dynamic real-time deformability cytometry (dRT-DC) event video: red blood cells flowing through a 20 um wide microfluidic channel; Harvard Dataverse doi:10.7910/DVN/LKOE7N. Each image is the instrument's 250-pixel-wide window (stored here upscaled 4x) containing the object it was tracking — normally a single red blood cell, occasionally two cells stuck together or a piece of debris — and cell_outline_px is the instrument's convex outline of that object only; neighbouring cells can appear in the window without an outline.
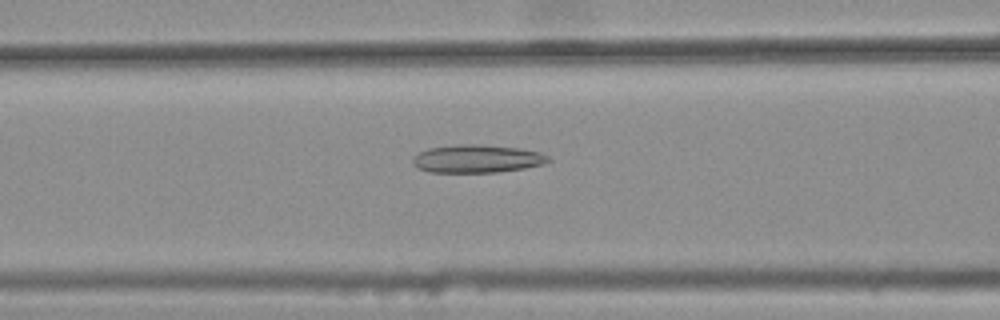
{"species": "common noctule bat (a hibernating species)", "species_latin": "Nyctalus noctula", "temperature_condition": "warm", "stored_images_in_passage": 44, "camera_frame_rate_fps": 3000, "um_per_image_px": 0.085, "animal": {"sex": "female", "body_mass_g": 25.1}, "frame": {"image": 1, "passage_image": 18, "time_ms": 5.667, "image_size_px": [1000, 320], "cell_outline_px": [[552, 160], [544, 164], [524, 168], [496, 172], [428, 172], [412, 164], [412, 160], [420, 152], [428, 148], [460, 144], [480, 144], [520, 148], [540, 152], [548, 156]], "centroid_in_image_um": [40.58, 13.49], "position_along_channel_um": 126.0, "area_um2": 22.08}}
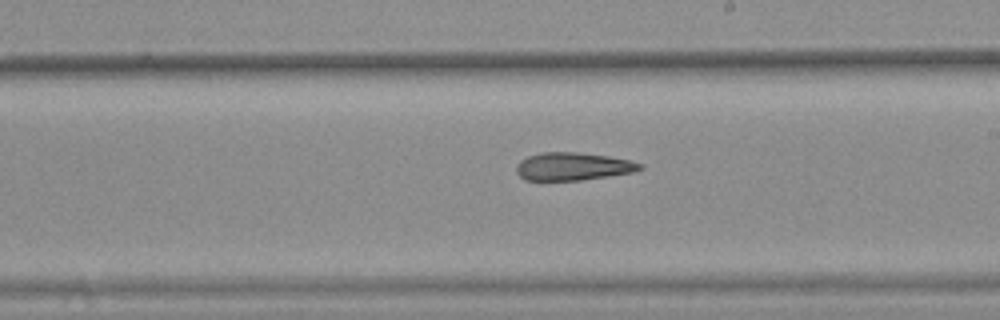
{"frame": {"image": 2, "passage_image": 27, "time_ms": 8.667, "image_size_px": [1000, 320], "cell_outline_px": [[644, 168], [632, 172], [608, 176], [580, 180], [524, 180], [516, 172], [516, 164], [520, 160], [528, 156], [544, 152], [576, 152], [608, 156], [628, 160], [644, 164]], "centroid_in_image_um": [48.68, 14.14], "position_along_channel_um": 240.3, "area_um2": 20.0}}
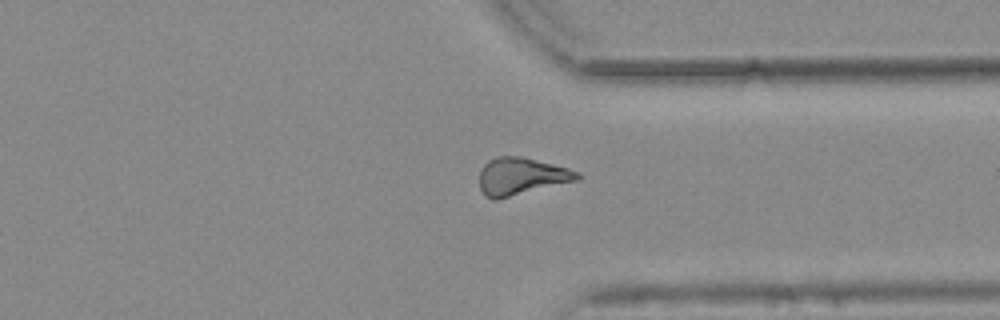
{"frame": {"image": 3, "passage_image": 37, "time_ms": 12.0, "image_size_px": [1000, 320], "cell_outline_px": [[580, 180], [496, 200], [492, 200], [484, 196], [480, 188], [480, 172], [484, 164], [488, 160], [496, 156], [520, 156], [568, 168], [576, 172], [580, 176]], "centroid_in_image_um": [44.28, 15.0], "position_along_channel_um": 367.1, "area_um2": 21.33}, "authors_computed_cell_mechanics": {"area_um2": 20.9814, "velocity_mm_per_s": 3.8206, "shape_relaxation_time_tau1_ms": null, "shape_relaxation_time_tau2_ms": 9.1945, "deformation_change_tau1": null, "deformation_change_tau2": 0.2433}}